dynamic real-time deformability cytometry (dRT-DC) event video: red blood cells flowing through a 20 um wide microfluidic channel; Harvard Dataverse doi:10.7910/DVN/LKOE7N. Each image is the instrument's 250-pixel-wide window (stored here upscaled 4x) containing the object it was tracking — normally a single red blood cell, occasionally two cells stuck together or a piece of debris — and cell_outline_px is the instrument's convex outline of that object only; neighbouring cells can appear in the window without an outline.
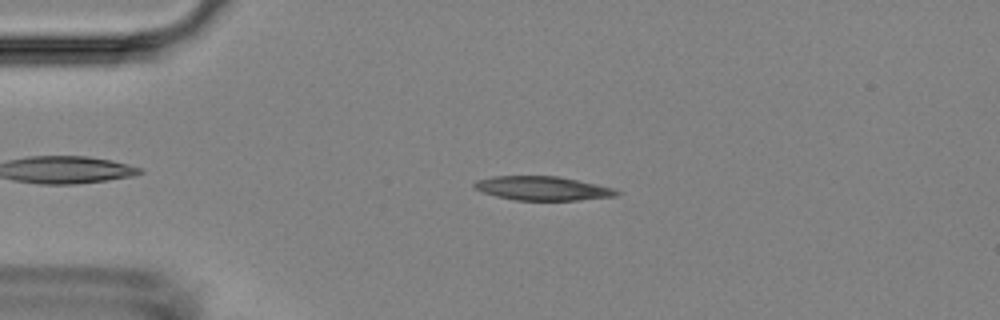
{"species": "Egyptian fruit bat (a non-hibernating species)", "species_latin": "Rousettus aegyptiacus", "temperature_condition": "room temperature", "stored_images_in_passage": 54, "camera_frame_rate_fps": 3000, "um_per_image_px": 0.085, "animal": {"sex": "female"}, "frame": {"image": 1, "passage_image": 12, "time_ms": 3.667, "image_size_px": [1000, 320], "cell_outline_px": [[620, 192], [616, 196], [576, 200], [516, 200], [496, 196], [484, 192], [476, 188], [472, 184], [476, 180], [492, 176], [556, 176], [596, 184], [612, 188]], "centroid_in_image_um": [46.08, 16.0], "position_along_channel_um": 38.9, "area_um2": 19.59}}
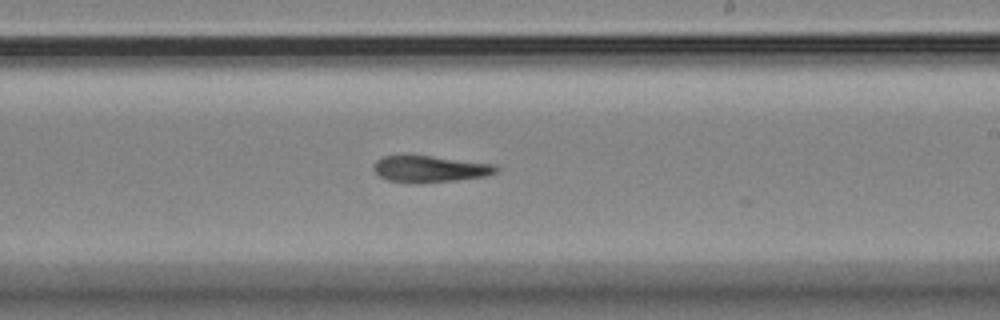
{"frame": {"image": 2, "passage_image": 32, "time_ms": 10.333, "image_size_px": [1000, 320], "cell_outline_px": [[500, 168], [496, 172], [488, 176], [456, 180], [388, 180], [380, 176], [372, 168], [372, 164], [376, 160], [384, 156], [404, 152], [496, 164]], "centroid_in_image_um": [36.55, 14.27], "position_along_channel_um": 252.5, "area_um2": 18.9}}
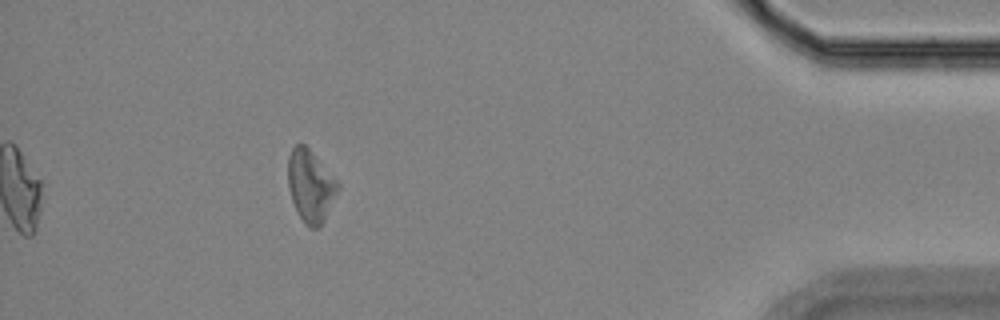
{"frame": {"image": 3, "passage_image": 49, "time_ms": 16.0, "image_size_px": [1000, 320], "cell_outline_px": [[340, 188], [320, 228], [308, 228], [304, 224], [292, 200], [288, 188], [288, 156], [292, 148], [296, 144], [304, 144], [308, 148], [340, 184]], "centroid_in_image_um": [26.39, 15.83], "position_along_channel_um": 408.8, "area_um2": 20.81}, "authors_computed_cell_mechanics": {"area_um2": 19.941, "velocity_mm_per_s": 3.648, "shape_relaxation_time_tau1_ms": 7.2477, "shape_relaxation_time_tau2_ms": null, "deformation_change_tau1": 0.1673, "deformation_change_tau2": null}}